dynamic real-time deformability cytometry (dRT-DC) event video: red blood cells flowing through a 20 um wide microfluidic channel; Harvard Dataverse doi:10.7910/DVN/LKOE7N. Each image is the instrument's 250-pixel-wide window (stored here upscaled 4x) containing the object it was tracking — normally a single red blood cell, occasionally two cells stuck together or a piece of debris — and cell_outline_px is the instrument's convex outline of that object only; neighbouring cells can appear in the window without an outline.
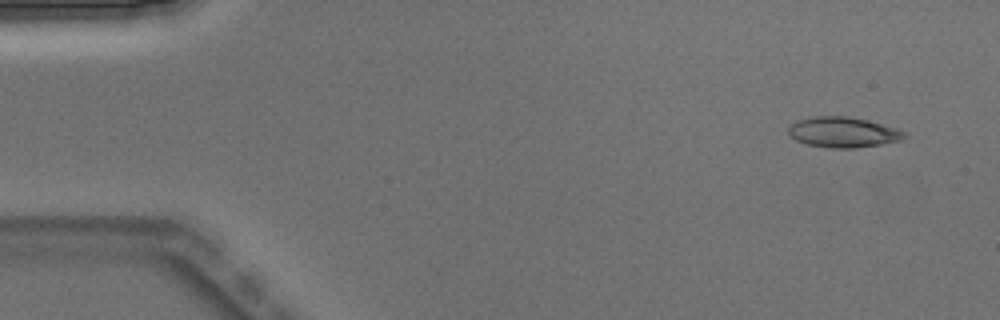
{"species": "Egyptian fruit bat (a non-hibernating species)", "species_latin": "Rousettus aegyptiacus", "temperature_condition": "warm", "stored_images_in_passage": 4, "camera_frame_rate_fps": 3000, "um_per_image_px": 0.085, "animal": {"sex": "male"}, "frame": {"image": 1, "passage_image": 1, "time_ms": 0.0, "image_size_px": [1000, 320], "cell_outline_px": [[908, 136], [900, 140], [880, 144], [852, 148], [828, 148], [808, 144], [796, 140], [788, 132], [788, 128], [796, 120], [808, 116], [848, 116], [868, 120], [896, 128], [904, 132]], "centroid_in_image_um": [71.64, 11.22], "position_along_channel_um": 13.4, "area_um2": 20.52}}
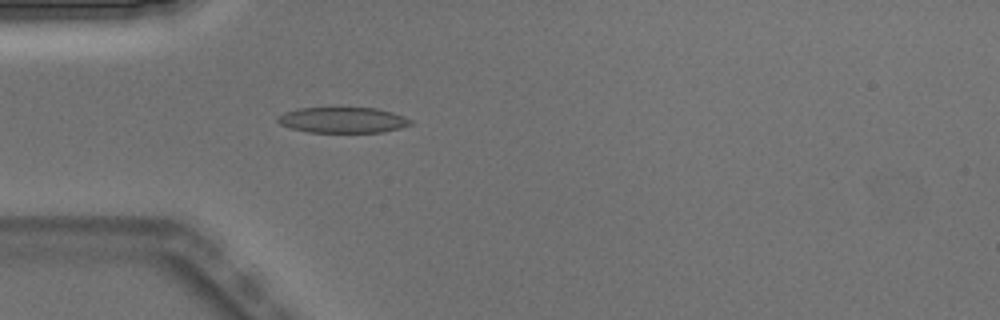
{"frame": {"image": 2, "passage_image": 4, "time_ms": 1.0, "image_size_px": [1000, 320], "cell_outline_px": [[412, 124], [400, 128], [384, 132], [308, 132], [292, 128], [280, 124], [276, 120], [276, 116], [284, 112], [300, 108], [376, 108], [392, 112], [404, 116], [412, 120]], "centroid_in_image_um": [29.14, 10.2], "position_along_channel_um": 55.9, "area_um2": 19.88}}